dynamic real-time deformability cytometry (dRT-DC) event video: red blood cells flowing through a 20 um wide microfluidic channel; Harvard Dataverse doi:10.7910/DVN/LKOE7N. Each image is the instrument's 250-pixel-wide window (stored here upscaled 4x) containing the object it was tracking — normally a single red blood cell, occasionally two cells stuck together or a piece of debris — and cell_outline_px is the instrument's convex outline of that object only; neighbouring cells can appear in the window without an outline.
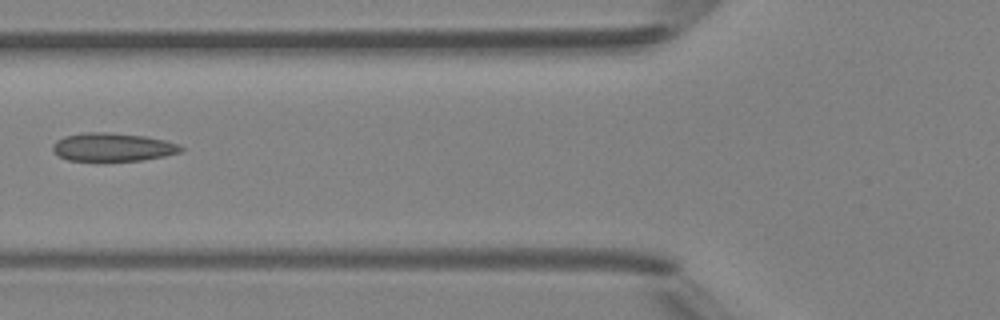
{"species": "Egyptian fruit bat (a non-hibernating species)", "species_latin": "Rousettus aegyptiacus", "temperature_condition": "room temperature", "stored_images_in_passage": 7, "camera_frame_rate_fps": 3000, "um_per_image_px": 0.085, "animal": {"sex": "female"}, "frame": {"image": 1, "passage_image": 7, "time_ms": 7.667, "image_size_px": [1000, 320], "cell_outline_px": [[184, 148], [180, 152], [164, 156], [144, 160], [68, 160], [60, 156], [52, 148], [52, 144], [56, 140], [64, 136], [84, 132], [104, 132], [144, 136], [164, 140], [180, 144]], "centroid_in_image_um": [9.59, 12.49], "position_along_channel_um": 116.2, "area_um2": 20.92}}